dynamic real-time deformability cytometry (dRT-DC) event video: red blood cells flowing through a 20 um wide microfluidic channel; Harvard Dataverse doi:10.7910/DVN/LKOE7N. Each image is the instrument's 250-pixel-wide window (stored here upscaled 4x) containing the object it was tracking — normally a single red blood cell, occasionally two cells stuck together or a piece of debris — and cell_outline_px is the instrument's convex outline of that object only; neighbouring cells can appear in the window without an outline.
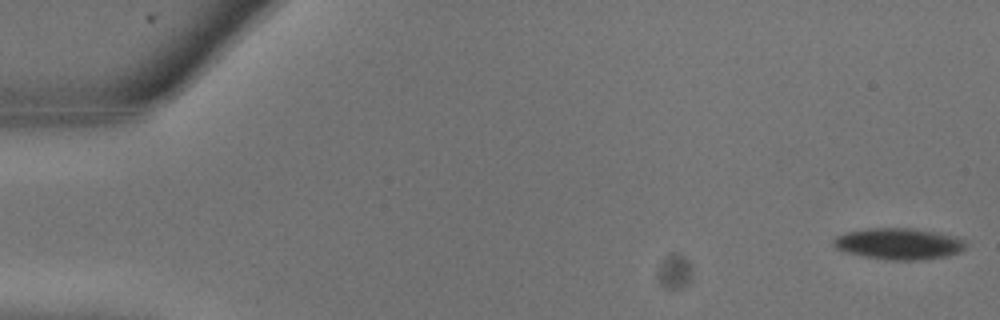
{"species": "common noctule bat (a hibernating species)", "species_latin": "Nyctalus noctula", "temperature_condition": "warm", "stored_images_in_passage": 2, "camera_frame_rate_fps": 3000, "um_per_image_px": 0.085, "animal": {"sex": "male", "body_mass_g": 13.3}, "frame": {"image": 1, "passage_image": 1, "time_ms": 0.0, "image_size_px": [1000, 320], "cell_outline_px": [[968, 240], [964, 248], [960, 252], [944, 256], [920, 260], [888, 260], [860, 256], [844, 252], [836, 248], [832, 244], [832, 240], [836, 236], [848, 232], [872, 228], [912, 228], [936, 232], [956, 236]], "centroid_in_image_um": [76.4, 20.72], "position_along_channel_um": 8.6, "area_um2": 24.33}}